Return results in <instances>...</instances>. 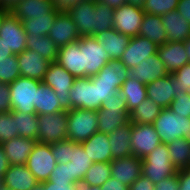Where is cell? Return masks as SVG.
Returning <instances> with one entry per match:
<instances>
[{
  "instance_id": "1",
  "label": "cell",
  "mask_w": 190,
  "mask_h": 190,
  "mask_svg": "<svg viewBox=\"0 0 190 190\" xmlns=\"http://www.w3.org/2000/svg\"><path fill=\"white\" fill-rule=\"evenodd\" d=\"M153 125L164 144L177 138L190 139V117L179 116L169 108H162Z\"/></svg>"
},
{
  "instance_id": "2",
  "label": "cell",
  "mask_w": 190,
  "mask_h": 190,
  "mask_svg": "<svg viewBox=\"0 0 190 190\" xmlns=\"http://www.w3.org/2000/svg\"><path fill=\"white\" fill-rule=\"evenodd\" d=\"M177 171L172 164L168 147L164 143L142 159V175L154 184L176 174Z\"/></svg>"
},
{
  "instance_id": "3",
  "label": "cell",
  "mask_w": 190,
  "mask_h": 190,
  "mask_svg": "<svg viewBox=\"0 0 190 190\" xmlns=\"http://www.w3.org/2000/svg\"><path fill=\"white\" fill-rule=\"evenodd\" d=\"M42 81L20 76L9 84L11 111L36 114L37 89Z\"/></svg>"
},
{
  "instance_id": "4",
  "label": "cell",
  "mask_w": 190,
  "mask_h": 190,
  "mask_svg": "<svg viewBox=\"0 0 190 190\" xmlns=\"http://www.w3.org/2000/svg\"><path fill=\"white\" fill-rule=\"evenodd\" d=\"M67 139L85 142L98 131L97 111L70 109L67 111Z\"/></svg>"
},
{
  "instance_id": "5",
  "label": "cell",
  "mask_w": 190,
  "mask_h": 190,
  "mask_svg": "<svg viewBox=\"0 0 190 190\" xmlns=\"http://www.w3.org/2000/svg\"><path fill=\"white\" fill-rule=\"evenodd\" d=\"M79 47L81 50L82 77L96 75L111 60L94 36L80 37Z\"/></svg>"
},
{
  "instance_id": "6",
  "label": "cell",
  "mask_w": 190,
  "mask_h": 190,
  "mask_svg": "<svg viewBox=\"0 0 190 190\" xmlns=\"http://www.w3.org/2000/svg\"><path fill=\"white\" fill-rule=\"evenodd\" d=\"M71 109L97 111L100 109L99 85L90 77L76 78L69 92Z\"/></svg>"
},
{
  "instance_id": "7",
  "label": "cell",
  "mask_w": 190,
  "mask_h": 190,
  "mask_svg": "<svg viewBox=\"0 0 190 190\" xmlns=\"http://www.w3.org/2000/svg\"><path fill=\"white\" fill-rule=\"evenodd\" d=\"M75 79L72 74L58 63L51 62L42 80L44 84L53 89L63 110L69 111L71 109L69 92Z\"/></svg>"
},
{
  "instance_id": "8",
  "label": "cell",
  "mask_w": 190,
  "mask_h": 190,
  "mask_svg": "<svg viewBox=\"0 0 190 190\" xmlns=\"http://www.w3.org/2000/svg\"><path fill=\"white\" fill-rule=\"evenodd\" d=\"M38 138L40 143H55L67 139V111L38 115Z\"/></svg>"
},
{
  "instance_id": "9",
  "label": "cell",
  "mask_w": 190,
  "mask_h": 190,
  "mask_svg": "<svg viewBox=\"0 0 190 190\" xmlns=\"http://www.w3.org/2000/svg\"><path fill=\"white\" fill-rule=\"evenodd\" d=\"M0 42H2L15 55L26 49L27 34L23 23L10 11L2 18L0 24Z\"/></svg>"
},
{
  "instance_id": "10",
  "label": "cell",
  "mask_w": 190,
  "mask_h": 190,
  "mask_svg": "<svg viewBox=\"0 0 190 190\" xmlns=\"http://www.w3.org/2000/svg\"><path fill=\"white\" fill-rule=\"evenodd\" d=\"M26 166L39 183L48 181L56 166V160L51 152V144L36 142L27 159Z\"/></svg>"
},
{
  "instance_id": "11",
  "label": "cell",
  "mask_w": 190,
  "mask_h": 190,
  "mask_svg": "<svg viewBox=\"0 0 190 190\" xmlns=\"http://www.w3.org/2000/svg\"><path fill=\"white\" fill-rule=\"evenodd\" d=\"M130 143L132 155L143 159L162 142L153 124L132 123Z\"/></svg>"
},
{
  "instance_id": "12",
  "label": "cell",
  "mask_w": 190,
  "mask_h": 190,
  "mask_svg": "<svg viewBox=\"0 0 190 190\" xmlns=\"http://www.w3.org/2000/svg\"><path fill=\"white\" fill-rule=\"evenodd\" d=\"M145 12L138 7L124 4L114 10L113 28L129 37L138 36Z\"/></svg>"
},
{
  "instance_id": "13",
  "label": "cell",
  "mask_w": 190,
  "mask_h": 190,
  "mask_svg": "<svg viewBox=\"0 0 190 190\" xmlns=\"http://www.w3.org/2000/svg\"><path fill=\"white\" fill-rule=\"evenodd\" d=\"M66 13L74 21L80 37L93 36L95 34L97 13L94 2L80 1L74 7L69 8Z\"/></svg>"
},
{
  "instance_id": "14",
  "label": "cell",
  "mask_w": 190,
  "mask_h": 190,
  "mask_svg": "<svg viewBox=\"0 0 190 190\" xmlns=\"http://www.w3.org/2000/svg\"><path fill=\"white\" fill-rule=\"evenodd\" d=\"M157 49L158 46L148 38L142 36L131 37L120 60L126 68L131 69L139 65L143 60L156 54Z\"/></svg>"
},
{
  "instance_id": "15",
  "label": "cell",
  "mask_w": 190,
  "mask_h": 190,
  "mask_svg": "<svg viewBox=\"0 0 190 190\" xmlns=\"http://www.w3.org/2000/svg\"><path fill=\"white\" fill-rule=\"evenodd\" d=\"M147 97L161 108H169L178 95L176 79L168 74L146 85Z\"/></svg>"
},
{
  "instance_id": "16",
  "label": "cell",
  "mask_w": 190,
  "mask_h": 190,
  "mask_svg": "<svg viewBox=\"0 0 190 190\" xmlns=\"http://www.w3.org/2000/svg\"><path fill=\"white\" fill-rule=\"evenodd\" d=\"M48 36L58 48L76 42L80 38L74 21L65 11L58 13Z\"/></svg>"
},
{
  "instance_id": "17",
  "label": "cell",
  "mask_w": 190,
  "mask_h": 190,
  "mask_svg": "<svg viewBox=\"0 0 190 190\" xmlns=\"http://www.w3.org/2000/svg\"><path fill=\"white\" fill-rule=\"evenodd\" d=\"M110 167L111 177L128 187L142 175V159L134 155L113 159Z\"/></svg>"
},
{
  "instance_id": "18",
  "label": "cell",
  "mask_w": 190,
  "mask_h": 190,
  "mask_svg": "<svg viewBox=\"0 0 190 190\" xmlns=\"http://www.w3.org/2000/svg\"><path fill=\"white\" fill-rule=\"evenodd\" d=\"M17 60L20 68V76L28 77L42 81L50 61L40 56L37 52L25 49L22 53L17 54Z\"/></svg>"
},
{
  "instance_id": "19",
  "label": "cell",
  "mask_w": 190,
  "mask_h": 190,
  "mask_svg": "<svg viewBox=\"0 0 190 190\" xmlns=\"http://www.w3.org/2000/svg\"><path fill=\"white\" fill-rule=\"evenodd\" d=\"M168 74L169 73L161 61L160 56L158 53H156L146 60L140 62L139 65H136L129 69L128 77L137 79L138 81L147 85L159 78L167 76Z\"/></svg>"
},
{
  "instance_id": "20",
  "label": "cell",
  "mask_w": 190,
  "mask_h": 190,
  "mask_svg": "<svg viewBox=\"0 0 190 190\" xmlns=\"http://www.w3.org/2000/svg\"><path fill=\"white\" fill-rule=\"evenodd\" d=\"M55 9L53 0H20L9 11L21 22L47 16Z\"/></svg>"
},
{
  "instance_id": "21",
  "label": "cell",
  "mask_w": 190,
  "mask_h": 190,
  "mask_svg": "<svg viewBox=\"0 0 190 190\" xmlns=\"http://www.w3.org/2000/svg\"><path fill=\"white\" fill-rule=\"evenodd\" d=\"M157 53L169 74L190 63L183 42H166L158 45Z\"/></svg>"
},
{
  "instance_id": "22",
  "label": "cell",
  "mask_w": 190,
  "mask_h": 190,
  "mask_svg": "<svg viewBox=\"0 0 190 190\" xmlns=\"http://www.w3.org/2000/svg\"><path fill=\"white\" fill-rule=\"evenodd\" d=\"M111 60H120L130 41L129 36L124 35L114 28L93 35Z\"/></svg>"
},
{
  "instance_id": "23",
  "label": "cell",
  "mask_w": 190,
  "mask_h": 190,
  "mask_svg": "<svg viewBox=\"0 0 190 190\" xmlns=\"http://www.w3.org/2000/svg\"><path fill=\"white\" fill-rule=\"evenodd\" d=\"M3 181L8 190H31L39 184L26 165H10Z\"/></svg>"
},
{
  "instance_id": "24",
  "label": "cell",
  "mask_w": 190,
  "mask_h": 190,
  "mask_svg": "<svg viewBox=\"0 0 190 190\" xmlns=\"http://www.w3.org/2000/svg\"><path fill=\"white\" fill-rule=\"evenodd\" d=\"M108 140V134L97 131L85 142L81 143L85 153L89 156V160L93 163H107L113 160L112 151Z\"/></svg>"
},
{
  "instance_id": "25",
  "label": "cell",
  "mask_w": 190,
  "mask_h": 190,
  "mask_svg": "<svg viewBox=\"0 0 190 190\" xmlns=\"http://www.w3.org/2000/svg\"><path fill=\"white\" fill-rule=\"evenodd\" d=\"M36 142V140L20 136L3 142L1 145L3 146L9 165H26Z\"/></svg>"
},
{
  "instance_id": "26",
  "label": "cell",
  "mask_w": 190,
  "mask_h": 190,
  "mask_svg": "<svg viewBox=\"0 0 190 190\" xmlns=\"http://www.w3.org/2000/svg\"><path fill=\"white\" fill-rule=\"evenodd\" d=\"M166 27L167 42H184L190 37V24L177 10L161 16Z\"/></svg>"
},
{
  "instance_id": "27",
  "label": "cell",
  "mask_w": 190,
  "mask_h": 190,
  "mask_svg": "<svg viewBox=\"0 0 190 190\" xmlns=\"http://www.w3.org/2000/svg\"><path fill=\"white\" fill-rule=\"evenodd\" d=\"M56 63L62 66L75 78L82 77V60L79 40L59 48Z\"/></svg>"
},
{
  "instance_id": "28",
  "label": "cell",
  "mask_w": 190,
  "mask_h": 190,
  "mask_svg": "<svg viewBox=\"0 0 190 190\" xmlns=\"http://www.w3.org/2000/svg\"><path fill=\"white\" fill-rule=\"evenodd\" d=\"M131 129L132 123L117 128L114 132L109 133V145L112 151L113 159H121L132 155L131 147Z\"/></svg>"
},
{
  "instance_id": "29",
  "label": "cell",
  "mask_w": 190,
  "mask_h": 190,
  "mask_svg": "<svg viewBox=\"0 0 190 190\" xmlns=\"http://www.w3.org/2000/svg\"><path fill=\"white\" fill-rule=\"evenodd\" d=\"M160 15L145 13L141 22L138 36L148 38L157 46L167 42V34Z\"/></svg>"
},
{
  "instance_id": "30",
  "label": "cell",
  "mask_w": 190,
  "mask_h": 190,
  "mask_svg": "<svg viewBox=\"0 0 190 190\" xmlns=\"http://www.w3.org/2000/svg\"><path fill=\"white\" fill-rule=\"evenodd\" d=\"M128 75L129 69L121 60H110L96 75L90 78L93 82L115 83V87H121Z\"/></svg>"
},
{
  "instance_id": "31",
  "label": "cell",
  "mask_w": 190,
  "mask_h": 190,
  "mask_svg": "<svg viewBox=\"0 0 190 190\" xmlns=\"http://www.w3.org/2000/svg\"><path fill=\"white\" fill-rule=\"evenodd\" d=\"M34 107L37 115L54 114L63 111L53 89L43 82L38 86L36 105Z\"/></svg>"
},
{
  "instance_id": "32",
  "label": "cell",
  "mask_w": 190,
  "mask_h": 190,
  "mask_svg": "<svg viewBox=\"0 0 190 190\" xmlns=\"http://www.w3.org/2000/svg\"><path fill=\"white\" fill-rule=\"evenodd\" d=\"M119 92L125 99L129 112L147 98L146 85L130 77L122 83Z\"/></svg>"
},
{
  "instance_id": "33",
  "label": "cell",
  "mask_w": 190,
  "mask_h": 190,
  "mask_svg": "<svg viewBox=\"0 0 190 190\" xmlns=\"http://www.w3.org/2000/svg\"><path fill=\"white\" fill-rule=\"evenodd\" d=\"M172 164L179 169L190 168V139L177 138L166 144Z\"/></svg>"
},
{
  "instance_id": "34",
  "label": "cell",
  "mask_w": 190,
  "mask_h": 190,
  "mask_svg": "<svg viewBox=\"0 0 190 190\" xmlns=\"http://www.w3.org/2000/svg\"><path fill=\"white\" fill-rule=\"evenodd\" d=\"M98 131L109 134L129 122V113H117L107 109L97 110Z\"/></svg>"
},
{
  "instance_id": "35",
  "label": "cell",
  "mask_w": 190,
  "mask_h": 190,
  "mask_svg": "<svg viewBox=\"0 0 190 190\" xmlns=\"http://www.w3.org/2000/svg\"><path fill=\"white\" fill-rule=\"evenodd\" d=\"M26 48L34 50L50 62H56L59 48L48 35H27Z\"/></svg>"
},
{
  "instance_id": "36",
  "label": "cell",
  "mask_w": 190,
  "mask_h": 190,
  "mask_svg": "<svg viewBox=\"0 0 190 190\" xmlns=\"http://www.w3.org/2000/svg\"><path fill=\"white\" fill-rule=\"evenodd\" d=\"M162 108L148 97L129 113V122L136 124H153Z\"/></svg>"
},
{
  "instance_id": "37",
  "label": "cell",
  "mask_w": 190,
  "mask_h": 190,
  "mask_svg": "<svg viewBox=\"0 0 190 190\" xmlns=\"http://www.w3.org/2000/svg\"><path fill=\"white\" fill-rule=\"evenodd\" d=\"M92 164L93 162L89 160V156L85 153L81 143H76L71 149V178L77 183L82 182L84 175Z\"/></svg>"
},
{
  "instance_id": "38",
  "label": "cell",
  "mask_w": 190,
  "mask_h": 190,
  "mask_svg": "<svg viewBox=\"0 0 190 190\" xmlns=\"http://www.w3.org/2000/svg\"><path fill=\"white\" fill-rule=\"evenodd\" d=\"M14 121H16V129L18 137H25L36 140L38 138V115L27 114L20 111H11Z\"/></svg>"
},
{
  "instance_id": "39",
  "label": "cell",
  "mask_w": 190,
  "mask_h": 190,
  "mask_svg": "<svg viewBox=\"0 0 190 190\" xmlns=\"http://www.w3.org/2000/svg\"><path fill=\"white\" fill-rule=\"evenodd\" d=\"M60 11L54 9L47 16H40L37 19L24 20L23 26L27 35L44 36L48 35L49 30L53 26L56 16Z\"/></svg>"
},
{
  "instance_id": "40",
  "label": "cell",
  "mask_w": 190,
  "mask_h": 190,
  "mask_svg": "<svg viewBox=\"0 0 190 190\" xmlns=\"http://www.w3.org/2000/svg\"><path fill=\"white\" fill-rule=\"evenodd\" d=\"M111 177L110 162L93 163L82 179V183L89 186L101 187Z\"/></svg>"
},
{
  "instance_id": "41",
  "label": "cell",
  "mask_w": 190,
  "mask_h": 190,
  "mask_svg": "<svg viewBox=\"0 0 190 190\" xmlns=\"http://www.w3.org/2000/svg\"><path fill=\"white\" fill-rule=\"evenodd\" d=\"M18 77H20V68L17 55L9 56L5 60L0 59V82L11 84Z\"/></svg>"
},
{
  "instance_id": "42",
  "label": "cell",
  "mask_w": 190,
  "mask_h": 190,
  "mask_svg": "<svg viewBox=\"0 0 190 190\" xmlns=\"http://www.w3.org/2000/svg\"><path fill=\"white\" fill-rule=\"evenodd\" d=\"M95 9L97 13V26H95V34L113 28L114 8L104 3L96 2Z\"/></svg>"
},
{
  "instance_id": "43",
  "label": "cell",
  "mask_w": 190,
  "mask_h": 190,
  "mask_svg": "<svg viewBox=\"0 0 190 190\" xmlns=\"http://www.w3.org/2000/svg\"><path fill=\"white\" fill-rule=\"evenodd\" d=\"M179 0H146L143 11L152 15H160L176 10Z\"/></svg>"
},
{
  "instance_id": "44",
  "label": "cell",
  "mask_w": 190,
  "mask_h": 190,
  "mask_svg": "<svg viewBox=\"0 0 190 190\" xmlns=\"http://www.w3.org/2000/svg\"><path fill=\"white\" fill-rule=\"evenodd\" d=\"M16 137L18 130L11 111L0 113V144Z\"/></svg>"
},
{
  "instance_id": "45",
  "label": "cell",
  "mask_w": 190,
  "mask_h": 190,
  "mask_svg": "<svg viewBox=\"0 0 190 190\" xmlns=\"http://www.w3.org/2000/svg\"><path fill=\"white\" fill-rule=\"evenodd\" d=\"M75 144L74 141L69 139L51 143V152L56 164H67L71 161V149Z\"/></svg>"
},
{
  "instance_id": "46",
  "label": "cell",
  "mask_w": 190,
  "mask_h": 190,
  "mask_svg": "<svg viewBox=\"0 0 190 190\" xmlns=\"http://www.w3.org/2000/svg\"><path fill=\"white\" fill-rule=\"evenodd\" d=\"M48 181L52 183L77 185V182L71 178L70 162L67 164H56L55 169L51 172Z\"/></svg>"
},
{
  "instance_id": "47",
  "label": "cell",
  "mask_w": 190,
  "mask_h": 190,
  "mask_svg": "<svg viewBox=\"0 0 190 190\" xmlns=\"http://www.w3.org/2000/svg\"><path fill=\"white\" fill-rule=\"evenodd\" d=\"M169 109L179 116L190 117V92H180L175 96Z\"/></svg>"
},
{
  "instance_id": "48",
  "label": "cell",
  "mask_w": 190,
  "mask_h": 190,
  "mask_svg": "<svg viewBox=\"0 0 190 190\" xmlns=\"http://www.w3.org/2000/svg\"><path fill=\"white\" fill-rule=\"evenodd\" d=\"M176 79L178 94L180 92H190V63L171 74Z\"/></svg>"
},
{
  "instance_id": "49",
  "label": "cell",
  "mask_w": 190,
  "mask_h": 190,
  "mask_svg": "<svg viewBox=\"0 0 190 190\" xmlns=\"http://www.w3.org/2000/svg\"><path fill=\"white\" fill-rule=\"evenodd\" d=\"M100 109L117 111V113H130L127 109V103L120 92H116L108 101H103Z\"/></svg>"
},
{
  "instance_id": "50",
  "label": "cell",
  "mask_w": 190,
  "mask_h": 190,
  "mask_svg": "<svg viewBox=\"0 0 190 190\" xmlns=\"http://www.w3.org/2000/svg\"><path fill=\"white\" fill-rule=\"evenodd\" d=\"M94 84L99 85L100 107L103 101H108L110 97L120 90V87H115V83L94 82Z\"/></svg>"
},
{
  "instance_id": "51",
  "label": "cell",
  "mask_w": 190,
  "mask_h": 190,
  "mask_svg": "<svg viewBox=\"0 0 190 190\" xmlns=\"http://www.w3.org/2000/svg\"><path fill=\"white\" fill-rule=\"evenodd\" d=\"M11 111L9 84L0 82V113Z\"/></svg>"
},
{
  "instance_id": "52",
  "label": "cell",
  "mask_w": 190,
  "mask_h": 190,
  "mask_svg": "<svg viewBox=\"0 0 190 190\" xmlns=\"http://www.w3.org/2000/svg\"><path fill=\"white\" fill-rule=\"evenodd\" d=\"M179 187L178 171L155 184V190H179Z\"/></svg>"
},
{
  "instance_id": "53",
  "label": "cell",
  "mask_w": 190,
  "mask_h": 190,
  "mask_svg": "<svg viewBox=\"0 0 190 190\" xmlns=\"http://www.w3.org/2000/svg\"><path fill=\"white\" fill-rule=\"evenodd\" d=\"M129 190H155V184L148 178L141 175L133 184L129 186Z\"/></svg>"
},
{
  "instance_id": "54",
  "label": "cell",
  "mask_w": 190,
  "mask_h": 190,
  "mask_svg": "<svg viewBox=\"0 0 190 190\" xmlns=\"http://www.w3.org/2000/svg\"><path fill=\"white\" fill-rule=\"evenodd\" d=\"M179 190H190V168L178 170Z\"/></svg>"
},
{
  "instance_id": "55",
  "label": "cell",
  "mask_w": 190,
  "mask_h": 190,
  "mask_svg": "<svg viewBox=\"0 0 190 190\" xmlns=\"http://www.w3.org/2000/svg\"><path fill=\"white\" fill-rule=\"evenodd\" d=\"M43 190H76V185L65 183L42 182Z\"/></svg>"
},
{
  "instance_id": "56",
  "label": "cell",
  "mask_w": 190,
  "mask_h": 190,
  "mask_svg": "<svg viewBox=\"0 0 190 190\" xmlns=\"http://www.w3.org/2000/svg\"><path fill=\"white\" fill-rule=\"evenodd\" d=\"M101 190H129V187L110 177L101 187Z\"/></svg>"
},
{
  "instance_id": "57",
  "label": "cell",
  "mask_w": 190,
  "mask_h": 190,
  "mask_svg": "<svg viewBox=\"0 0 190 190\" xmlns=\"http://www.w3.org/2000/svg\"><path fill=\"white\" fill-rule=\"evenodd\" d=\"M176 10L190 24V0H179Z\"/></svg>"
},
{
  "instance_id": "58",
  "label": "cell",
  "mask_w": 190,
  "mask_h": 190,
  "mask_svg": "<svg viewBox=\"0 0 190 190\" xmlns=\"http://www.w3.org/2000/svg\"><path fill=\"white\" fill-rule=\"evenodd\" d=\"M81 0H53L55 9L58 11H67L69 8L74 7Z\"/></svg>"
},
{
  "instance_id": "59",
  "label": "cell",
  "mask_w": 190,
  "mask_h": 190,
  "mask_svg": "<svg viewBox=\"0 0 190 190\" xmlns=\"http://www.w3.org/2000/svg\"><path fill=\"white\" fill-rule=\"evenodd\" d=\"M9 166L10 165L7 156L5 154V151L3 149V146L0 144V177H4Z\"/></svg>"
},
{
  "instance_id": "60",
  "label": "cell",
  "mask_w": 190,
  "mask_h": 190,
  "mask_svg": "<svg viewBox=\"0 0 190 190\" xmlns=\"http://www.w3.org/2000/svg\"><path fill=\"white\" fill-rule=\"evenodd\" d=\"M100 3H104L111 8H119L121 5L126 4V0H98Z\"/></svg>"
},
{
  "instance_id": "61",
  "label": "cell",
  "mask_w": 190,
  "mask_h": 190,
  "mask_svg": "<svg viewBox=\"0 0 190 190\" xmlns=\"http://www.w3.org/2000/svg\"><path fill=\"white\" fill-rule=\"evenodd\" d=\"M15 55L7 48L2 42H0V59H6L9 56Z\"/></svg>"
},
{
  "instance_id": "62",
  "label": "cell",
  "mask_w": 190,
  "mask_h": 190,
  "mask_svg": "<svg viewBox=\"0 0 190 190\" xmlns=\"http://www.w3.org/2000/svg\"><path fill=\"white\" fill-rule=\"evenodd\" d=\"M76 190H101V188L98 186H89L80 182V183H77Z\"/></svg>"
},
{
  "instance_id": "63",
  "label": "cell",
  "mask_w": 190,
  "mask_h": 190,
  "mask_svg": "<svg viewBox=\"0 0 190 190\" xmlns=\"http://www.w3.org/2000/svg\"><path fill=\"white\" fill-rule=\"evenodd\" d=\"M146 0H126V4L143 9Z\"/></svg>"
},
{
  "instance_id": "64",
  "label": "cell",
  "mask_w": 190,
  "mask_h": 190,
  "mask_svg": "<svg viewBox=\"0 0 190 190\" xmlns=\"http://www.w3.org/2000/svg\"><path fill=\"white\" fill-rule=\"evenodd\" d=\"M20 0H0V5L2 8H11L16 2Z\"/></svg>"
},
{
  "instance_id": "65",
  "label": "cell",
  "mask_w": 190,
  "mask_h": 190,
  "mask_svg": "<svg viewBox=\"0 0 190 190\" xmlns=\"http://www.w3.org/2000/svg\"><path fill=\"white\" fill-rule=\"evenodd\" d=\"M184 49L186 50L188 60L190 61V37L187 38L184 42Z\"/></svg>"
},
{
  "instance_id": "66",
  "label": "cell",
  "mask_w": 190,
  "mask_h": 190,
  "mask_svg": "<svg viewBox=\"0 0 190 190\" xmlns=\"http://www.w3.org/2000/svg\"><path fill=\"white\" fill-rule=\"evenodd\" d=\"M8 11H9V9L0 7V24H1V22H2L3 16H4Z\"/></svg>"
},
{
  "instance_id": "67",
  "label": "cell",
  "mask_w": 190,
  "mask_h": 190,
  "mask_svg": "<svg viewBox=\"0 0 190 190\" xmlns=\"http://www.w3.org/2000/svg\"><path fill=\"white\" fill-rule=\"evenodd\" d=\"M31 190H43L42 183L37 184L34 188Z\"/></svg>"
},
{
  "instance_id": "68",
  "label": "cell",
  "mask_w": 190,
  "mask_h": 190,
  "mask_svg": "<svg viewBox=\"0 0 190 190\" xmlns=\"http://www.w3.org/2000/svg\"><path fill=\"white\" fill-rule=\"evenodd\" d=\"M3 188H4L3 177H0V190H2Z\"/></svg>"
},
{
  "instance_id": "69",
  "label": "cell",
  "mask_w": 190,
  "mask_h": 190,
  "mask_svg": "<svg viewBox=\"0 0 190 190\" xmlns=\"http://www.w3.org/2000/svg\"><path fill=\"white\" fill-rule=\"evenodd\" d=\"M81 1H84V2H94V3H96L98 0H81Z\"/></svg>"
}]
</instances>
